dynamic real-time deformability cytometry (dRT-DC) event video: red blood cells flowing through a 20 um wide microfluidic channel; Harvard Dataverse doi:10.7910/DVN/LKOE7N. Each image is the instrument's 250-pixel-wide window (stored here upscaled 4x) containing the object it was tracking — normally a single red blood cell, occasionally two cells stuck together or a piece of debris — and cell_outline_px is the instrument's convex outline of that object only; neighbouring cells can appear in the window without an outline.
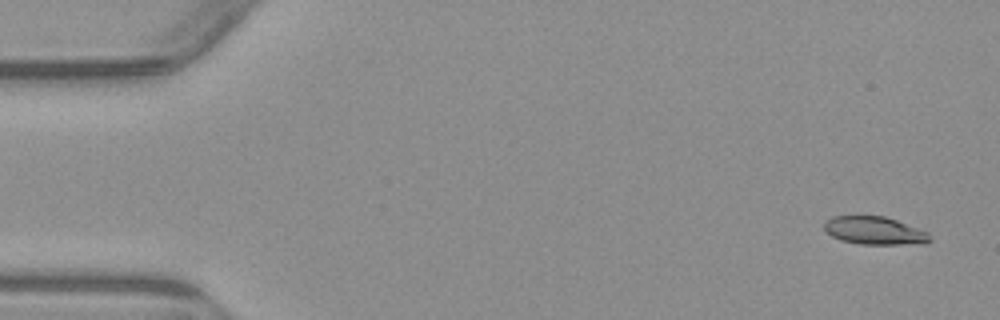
{"species": "common noctule bat (a hibernating species)", "species_latin": "Nyctalus noctula", "temperature_condition": "warm", "stored_images_in_passage": 6, "camera_frame_rate_fps": 3000, "um_per_image_px": 0.085, "animal": {"sex": "male", "body_mass_g": 23.1, "forearm_length_mm": 52.7}, "frame": {"image": 1, "passage_image": 1, "time_ms": 0.0, "image_size_px": [1000, 320], "cell_outline_px": [[932, 240], [924, 244], [860, 244], [840, 240], [832, 236], [824, 228], [824, 224], [832, 216], [884, 216], [896, 220], [928, 232]], "centroid_in_image_um": [74.36, 19.61], "position_along_channel_um": 10.6, "area_um2": 17.11}}
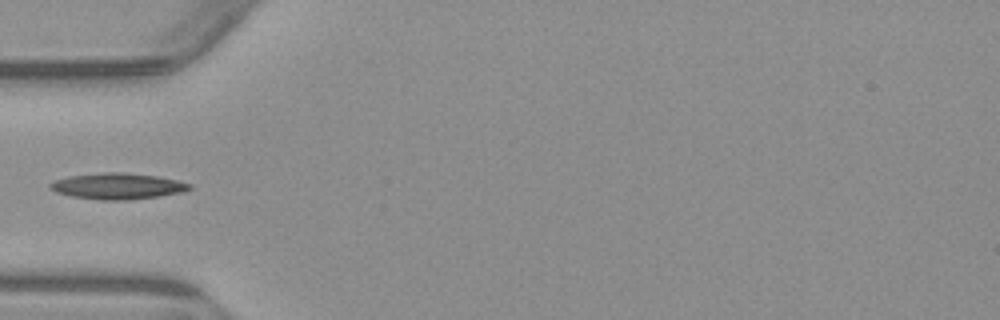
{"frame": {"image": 2, "passage_image": 5, "time_ms": 5.0, "image_size_px": [1000, 320], "cell_outline_px": [[192, 188], [180, 192], [156, 196], [124, 200], [100, 200], [72, 196], [56, 192], [48, 188], [48, 184], [56, 180], [68, 176], [104, 172], [124, 172], [156, 176], [176, 180], [192, 184]], "centroid_in_image_um": [9.95, 15.81], "position_along_channel_um": 75.1, "area_um2": 20.98}}
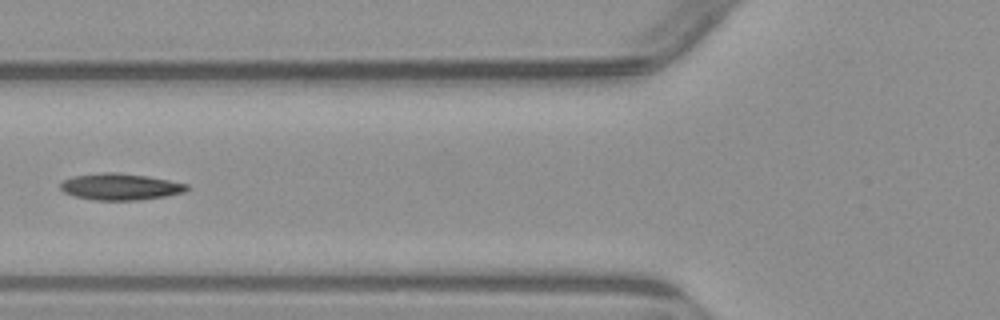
{"frame": {"image": 3, "passage_image": 6, "time_ms": 6.0, "image_size_px": [1000, 320], "cell_outline_px": [[188, 188], [184, 192], [164, 196], [136, 200], [96, 200], [76, 196], [64, 192], [60, 188], [60, 184], [64, 180], [72, 176], [100, 172], [116, 172], [148, 176], [188, 184]], "centroid_in_image_um": [10.2, 15.86], "position_along_channel_um": 115.6, "area_um2": 19.42}}